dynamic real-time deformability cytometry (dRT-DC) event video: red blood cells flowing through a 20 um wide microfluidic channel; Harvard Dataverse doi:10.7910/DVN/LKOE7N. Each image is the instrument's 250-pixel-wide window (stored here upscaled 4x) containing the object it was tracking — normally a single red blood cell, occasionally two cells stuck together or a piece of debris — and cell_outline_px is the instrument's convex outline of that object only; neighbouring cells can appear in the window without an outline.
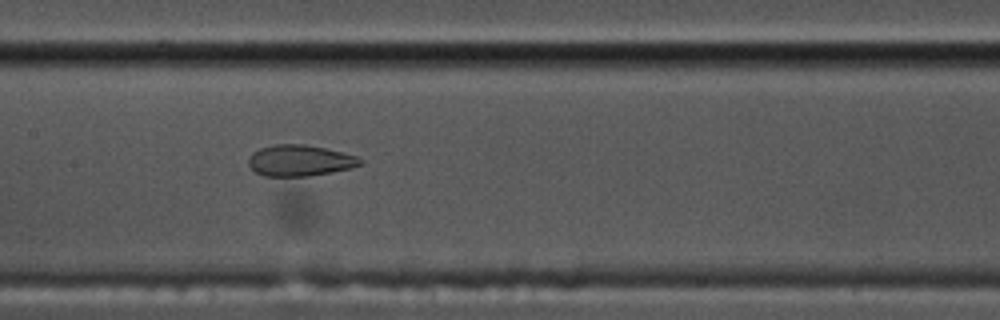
{"species": "common noctule bat (a hibernating species)", "species_latin": "Nyctalus noctula", "temperature_condition": "cold", "stored_images_in_passage": 41, "camera_frame_rate_fps": 3000, "um_per_image_px": 0.085, "animal": {"sex": "male", "body_mass_g": 17.5, "forearm_length_mm": 52.3}, "frame": {"image": 1, "passage_image": 12, "time_ms": 3.667, "image_size_px": [1000, 320], "cell_outline_px": [[364, 164], [352, 168], [332, 172], [308, 176], [264, 176], [256, 172], [248, 164], [248, 156], [252, 152], [260, 148], [276, 144], [304, 144], [324, 148], [356, 156], [364, 160]], "centroid_in_image_um": [25.49, 13.65], "position_along_channel_um": 181.9, "area_um2": 20.35}, "authors_computed_cell_mechanics": {"area_um2": 22.9466, "velocity_mm_per_s": 3.5099, "shape_relaxation_time_tau1_ms": null, "shape_relaxation_time_tau2_ms": 1.6453, "deformation_change_tau1": null, "deformation_change_tau2": 0.0626}}